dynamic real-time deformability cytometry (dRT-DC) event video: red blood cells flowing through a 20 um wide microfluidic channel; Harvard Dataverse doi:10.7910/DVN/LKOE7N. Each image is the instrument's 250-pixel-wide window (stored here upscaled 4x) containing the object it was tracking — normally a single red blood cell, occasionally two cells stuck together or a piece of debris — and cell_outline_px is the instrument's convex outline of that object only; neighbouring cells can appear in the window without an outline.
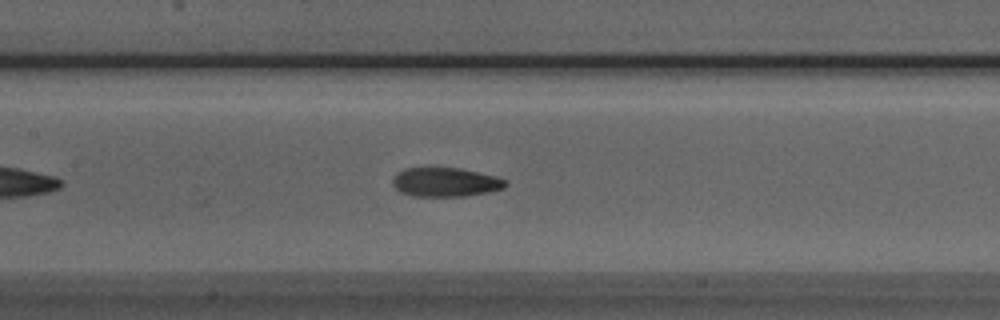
{"species": "Egyptian fruit bat (a non-hibernating species)", "species_latin": "Rousettus aegyptiacus", "temperature_condition": "room temperature", "stored_images_in_passage": 27, "camera_frame_rate_fps": 3000, "um_per_image_px": 0.085, "animal": {"sex": "male"}, "frame": {"image": 1, "passage_image": 14, "time_ms": 4.333, "image_size_px": [1000, 320], "cell_outline_px": [[508, 184], [504, 188], [488, 192], [464, 196], [412, 196], [400, 192], [392, 184], [392, 180], [396, 172], [404, 168], [460, 168], [496, 176], [508, 180]], "centroid_in_image_um": [37.86, 15.48], "position_along_channel_um": 169.5, "area_um2": 19.25}}
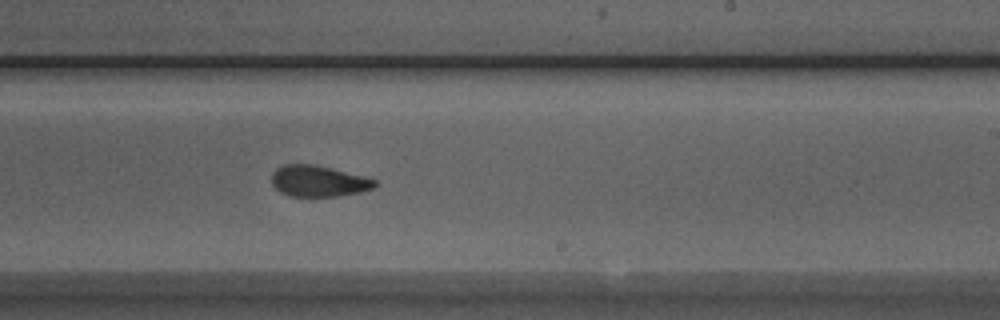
{"frame": {"image": 2, "passage_image": 21, "time_ms": 6.667, "image_size_px": [1000, 320], "cell_outline_px": [[376, 184], [372, 188], [360, 192], [340, 196], [288, 196], [280, 192], [272, 184], [272, 172], [276, 168], [284, 164], [312, 164], [364, 176], [376, 180]], "centroid_in_image_um": [27.03, 15.39], "position_along_channel_um": 262.0, "area_um2": 18.61}}
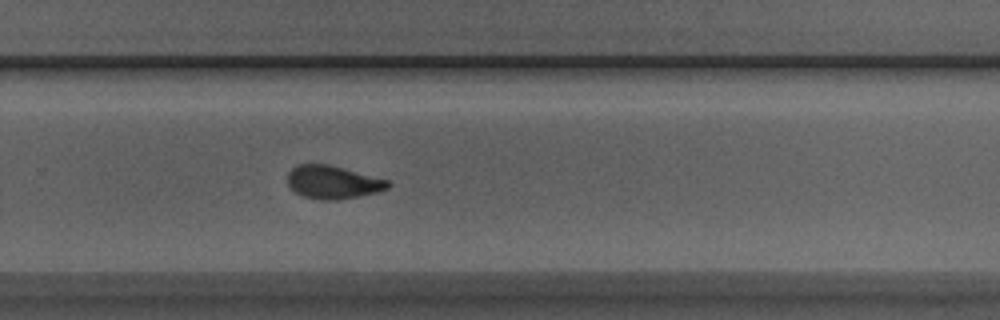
{"frame": {"image": 3, "passage_image": 24, "time_ms": 7.667, "image_size_px": [1000, 320], "cell_outline_px": [[392, 184], [388, 188], [376, 192], [360, 196], [336, 200], [320, 200], [304, 196], [296, 192], [288, 184], [288, 172], [292, 168], [300, 164], [328, 164], [388, 180]], "centroid_in_image_um": [28.3, 15.49], "position_along_channel_um": 301.5, "area_um2": 19.19}}